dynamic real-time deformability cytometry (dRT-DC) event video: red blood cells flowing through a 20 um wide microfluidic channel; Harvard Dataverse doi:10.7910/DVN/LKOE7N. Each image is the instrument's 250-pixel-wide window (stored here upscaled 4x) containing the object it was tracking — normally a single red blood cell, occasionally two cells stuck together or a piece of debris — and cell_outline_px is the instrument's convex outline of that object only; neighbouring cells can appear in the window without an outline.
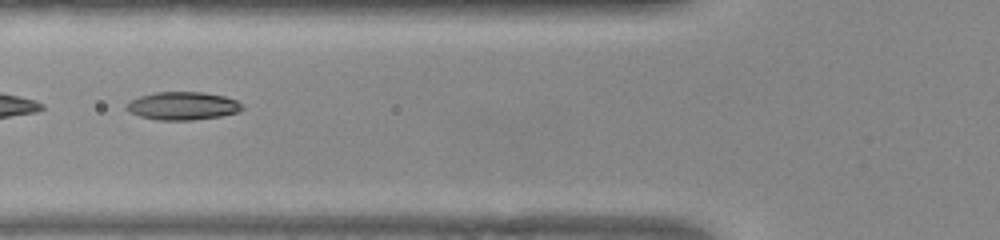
{"species": "common noctule bat (a hibernating species)", "species_latin": "Nyctalus noctula", "temperature_condition": "warm", "stored_images_in_passage": 22, "camera_frame_rate_fps": 3000, "um_per_image_px": 0.085, "animal": {"sex": "female", "body_mass_g": 22.0, "forearm_length_mm": 56.7}, "frame": {"image": 1, "passage_image": 4, "time_ms": 1.0, "image_size_px": [1000, 240], "cell_outline_px": [[244, 108], [240, 112], [220, 116], [192, 120], [156, 120], [140, 116], [128, 112], [124, 108], [132, 100], [140, 96], [156, 92], [204, 92], [224, 96], [236, 100]], "centroid_in_image_um": [15.53, 9.0], "position_along_channel_um": 110.3, "area_um2": 18.9}}
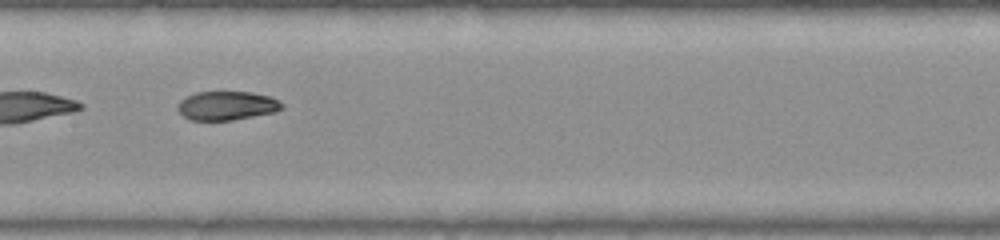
{"frame": {"image": 2, "passage_image": 10, "time_ms": 3.0, "image_size_px": [1000, 240], "cell_outline_px": [[284, 108], [276, 112], [232, 120], [188, 120], [176, 108], [180, 100], [196, 92], [248, 92], [268, 96], [284, 104]], "centroid_in_image_um": [19.27, 8.99], "position_along_channel_um": 188.1, "area_um2": 17.46}}
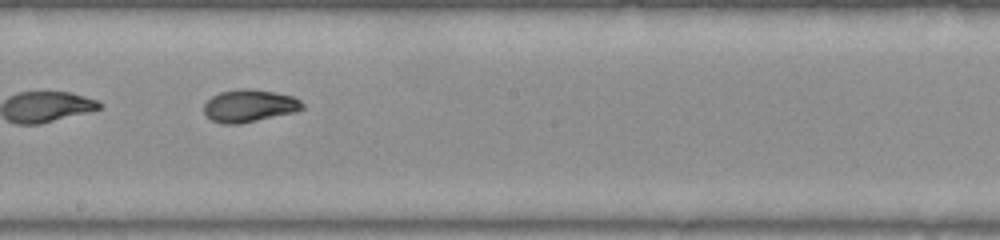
{"frame": {"image": 3, "passage_image": 13, "time_ms": 4.0, "image_size_px": [1000, 240], "cell_outline_px": [[304, 108], [296, 112], [240, 124], [220, 124], [212, 120], [204, 112], [204, 104], [212, 96], [220, 92], [240, 88], [248, 88], [272, 92], [292, 96], [300, 100], [304, 104]], "centroid_in_image_um": [21.19, 9.0], "position_along_channel_um": 227.0, "area_um2": 18.67}}